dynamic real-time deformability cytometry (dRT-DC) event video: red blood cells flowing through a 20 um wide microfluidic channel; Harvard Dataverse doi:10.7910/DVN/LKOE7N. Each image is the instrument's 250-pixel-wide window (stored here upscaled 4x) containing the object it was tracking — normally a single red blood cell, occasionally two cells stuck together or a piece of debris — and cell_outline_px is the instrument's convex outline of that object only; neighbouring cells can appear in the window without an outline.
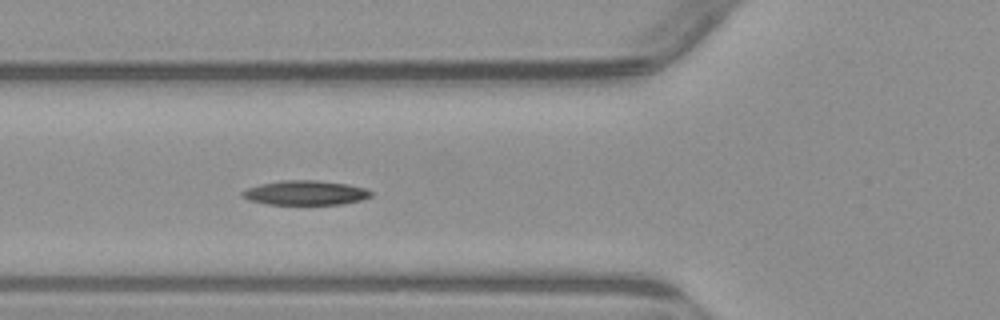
{"species": "common noctule bat (a hibernating species)", "species_latin": "Nyctalus noctula", "temperature_condition": "warm", "stored_images_in_passage": 5, "segment_of_instrument_passage": [1, 2], "camera_frame_rate_fps": 3000, "um_per_image_px": 0.085, "animal": {"sex": "male", "body_mass_g": 23.1, "forearm_length_mm": 52.7}, "frame": {"image": 1, "passage_image": 4, "time_ms": 4.333, "image_size_px": [1000, 320], "cell_outline_px": [[372, 196], [360, 200], [340, 204], [264, 204], [248, 200], [240, 196], [240, 192], [248, 188], [264, 184], [284, 180], [312, 180], [344, 184], [364, 188], [372, 192]], "centroid_in_image_um": [25.91, 16.4], "position_along_channel_um": 99.9, "area_um2": 18.03}}